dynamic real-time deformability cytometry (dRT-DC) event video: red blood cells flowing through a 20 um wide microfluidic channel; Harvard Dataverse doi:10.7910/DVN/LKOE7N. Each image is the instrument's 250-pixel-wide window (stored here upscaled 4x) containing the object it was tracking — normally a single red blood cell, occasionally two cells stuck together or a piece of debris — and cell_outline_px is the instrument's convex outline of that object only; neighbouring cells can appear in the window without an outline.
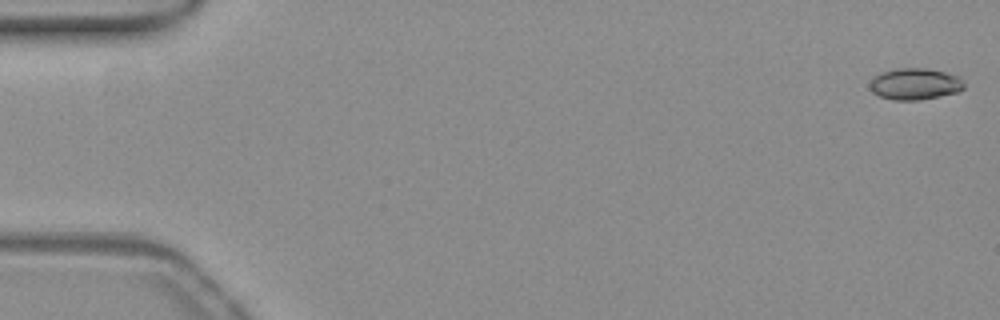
{"species": "common noctule bat (a hibernating species)", "species_latin": "Nyctalus noctula", "temperature_condition": "warm", "stored_images_in_passage": 54, "camera_frame_rate_fps": 3000, "um_per_image_px": 0.085, "animal": {"sex": "female", "body_mass_g": 19.3, "forearm_length_mm": 54.1}, "frame": {"image": 1, "passage_image": 1, "time_ms": 0.0, "image_size_px": [1000, 320], "cell_outline_px": [[964, 88], [956, 92], [916, 100], [896, 100], [880, 96], [872, 92], [868, 88], [868, 84], [872, 76], [880, 72], [896, 68], [924, 68], [944, 72], [960, 76], [964, 84]], "centroid_in_image_um": [77.7, 7.12], "position_along_channel_um": 7.3, "area_um2": 17.34}}
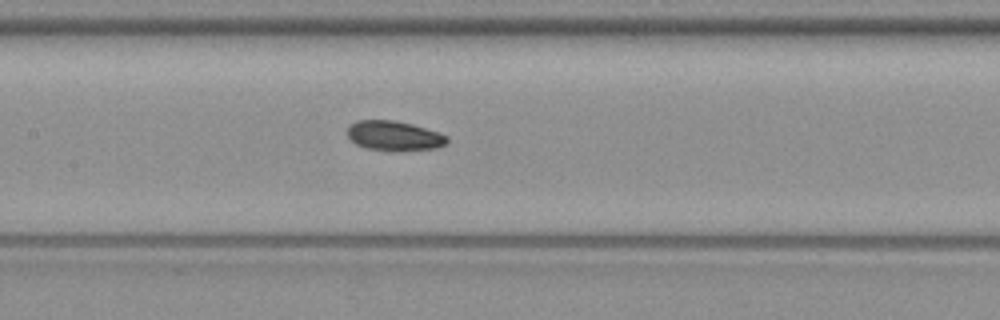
{"frame": {"image": 2, "passage_image": 26, "time_ms": 8.333, "image_size_px": [1000, 320], "cell_outline_px": [[448, 140], [444, 144], [436, 148], [400, 152], [392, 152], [364, 148], [356, 144], [348, 136], [348, 128], [356, 120], [392, 120], [412, 124], [440, 132], [448, 136]], "centroid_in_image_um": [33.52, 11.56], "position_along_channel_um": 173.9, "area_um2": 17.57}}
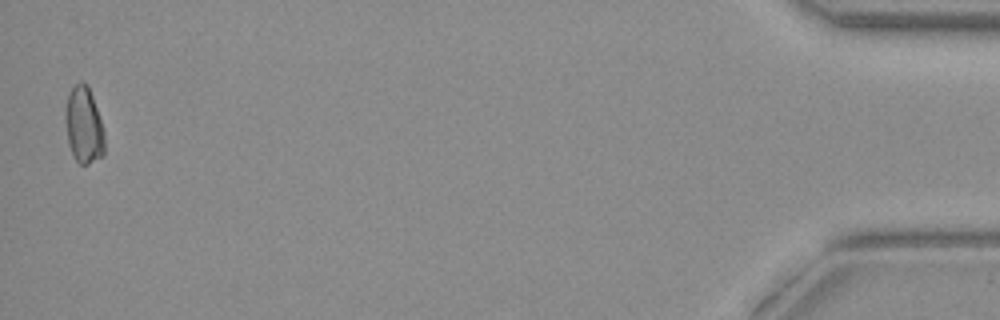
{"frame": {"image": 3, "passage_image": 53, "time_ms": 17.333, "image_size_px": [1000, 320], "cell_outline_px": [[104, 156], [88, 164], [80, 164], [76, 160], [68, 144], [64, 116], [68, 96], [72, 88], [80, 80], [88, 84], [104, 132]], "centroid_in_image_um": [7.12, 10.66], "position_along_channel_um": 428.1, "area_um2": 17.4}, "authors_computed_cell_mechanics": {"area_um2": 17.1377, "velocity_mm_per_s": 3.895, "shape_relaxation_time_tau1_ms": 2.4379, "shape_relaxation_time_tau2_ms": 2.6712, "deformation_change_tau1": 0.1191, "deformation_change_tau2": 0.0952}}